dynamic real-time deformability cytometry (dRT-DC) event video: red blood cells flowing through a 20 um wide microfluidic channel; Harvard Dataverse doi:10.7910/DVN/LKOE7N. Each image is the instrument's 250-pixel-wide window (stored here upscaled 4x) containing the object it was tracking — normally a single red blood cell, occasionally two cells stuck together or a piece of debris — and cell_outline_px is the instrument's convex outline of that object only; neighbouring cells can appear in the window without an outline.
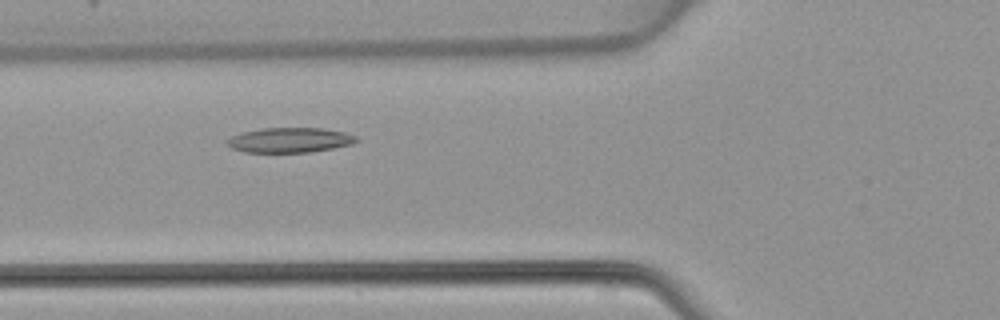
{"species": "common noctule bat (a hibernating species)", "species_latin": "Nyctalus noctula", "temperature_condition": "warm", "stored_images_in_passage": 44, "camera_frame_rate_fps": 3000, "um_per_image_px": 0.085, "animal": {"sex": "female", "body_mass_g": 22.7, "forearm_length_mm": 54.2}, "frame": {"image": 1, "passage_image": 14, "time_ms": 4.333, "image_size_px": [1000, 320], "cell_outline_px": [[360, 140], [352, 144], [332, 148], [308, 152], [244, 152], [232, 148], [224, 144], [224, 140], [240, 132], [264, 128], [324, 128], [344, 132], [356, 136]], "centroid_in_image_um": [24.59, 11.9], "position_along_channel_um": 101.2, "area_um2": 18.9}}
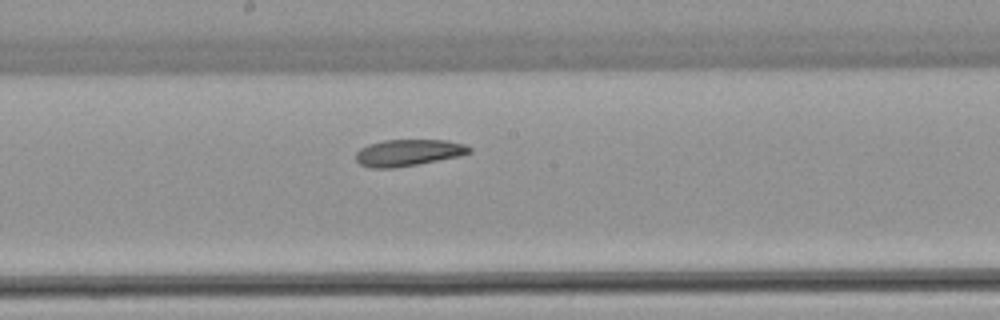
{"frame": {"image": 2, "passage_image": 22, "time_ms": 7.0, "image_size_px": [1000, 320], "cell_outline_px": [[472, 152], [460, 156], [416, 164], [392, 168], [372, 168], [360, 164], [356, 160], [356, 152], [360, 148], [368, 144], [384, 140], [444, 140], [464, 144], [472, 148]], "centroid_in_image_um": [34.7, 12.97], "position_along_channel_um": 213.5, "area_um2": 17.51}}
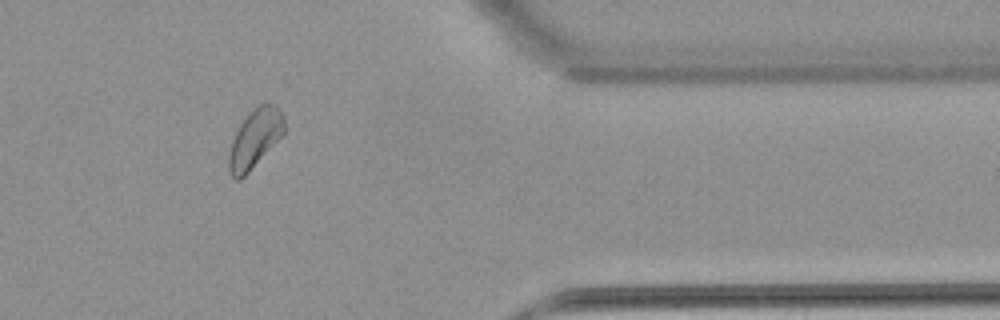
{"frame": {"image": 3, "passage_image": 36, "time_ms": 11.667, "image_size_px": [1000, 320], "cell_outline_px": [[284, 132], [248, 172], [240, 180], [236, 180], [232, 176], [228, 168], [228, 156], [232, 140], [240, 124], [260, 104], [276, 104], [280, 108], [284, 116]], "centroid_in_image_um": [21.66, 11.78], "position_along_channel_um": 389.7, "area_um2": 18.32}}